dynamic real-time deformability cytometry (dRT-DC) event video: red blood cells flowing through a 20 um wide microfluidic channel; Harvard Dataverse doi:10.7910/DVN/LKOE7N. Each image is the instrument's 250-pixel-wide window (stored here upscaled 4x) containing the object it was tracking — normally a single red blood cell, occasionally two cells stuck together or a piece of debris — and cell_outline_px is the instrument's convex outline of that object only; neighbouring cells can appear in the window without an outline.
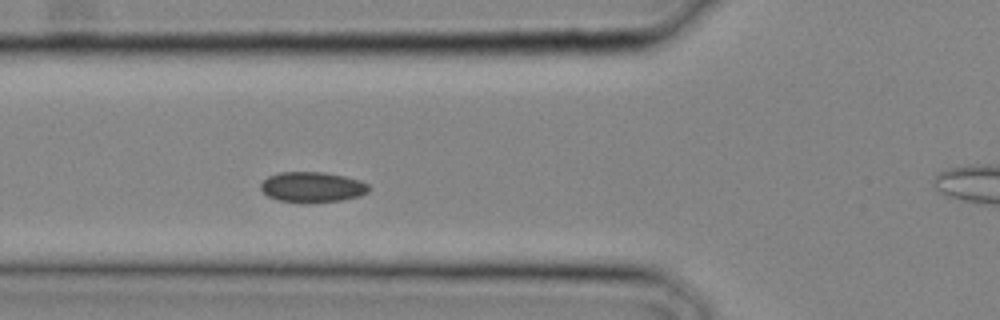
{"species": "common noctule bat (a hibernating species)", "species_latin": "Nyctalus noctula", "temperature_condition": "cold", "stored_images_in_passage": 8, "camera_frame_rate_fps": 3000, "um_per_image_px": 0.085, "animal": {"sex": "male", "body_mass_g": 20.4}, "frame": {"image": 1, "passage_image": 7, "time_ms": 2.0, "image_size_px": [1000, 320], "cell_outline_px": [[368, 192], [360, 196], [344, 200], [312, 204], [304, 204], [276, 200], [268, 196], [260, 188], [260, 184], [268, 176], [280, 172], [324, 172], [344, 176], [360, 180], [368, 184]], "centroid_in_image_um": [26.54, 15.93], "position_along_channel_um": 99.3, "area_um2": 19.59}}